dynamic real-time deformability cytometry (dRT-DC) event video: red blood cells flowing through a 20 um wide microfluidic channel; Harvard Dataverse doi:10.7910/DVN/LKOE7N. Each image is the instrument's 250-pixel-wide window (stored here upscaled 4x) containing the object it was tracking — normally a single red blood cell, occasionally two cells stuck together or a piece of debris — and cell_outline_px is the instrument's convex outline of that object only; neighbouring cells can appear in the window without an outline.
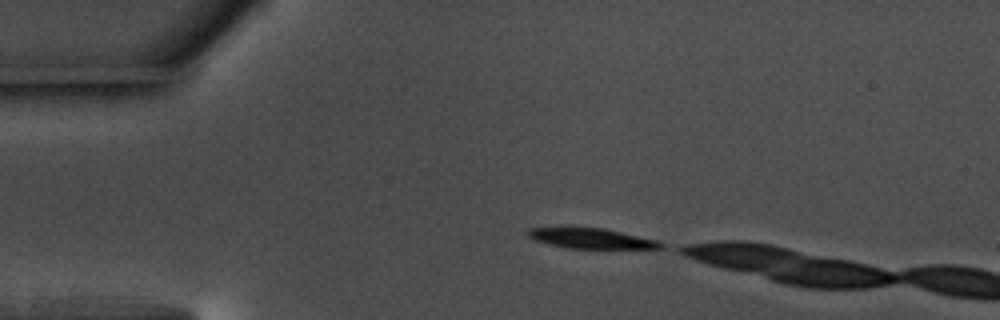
{"species": "common noctule bat (a hibernating species)", "species_latin": "Nyctalus noctula", "temperature_condition": "warm", "stored_images_in_passage": 5, "camera_frame_rate_fps": 3000, "um_per_image_px": 0.085, "animal": {"sex": "male", "body_mass_g": 17.5, "forearm_length_mm": 52.3}, "frame": {"image": 1, "passage_image": 1, "time_ms": 0.0, "image_size_px": [1000, 320], "cell_outline_px": [[664, 248], [568, 248], [532, 240], [528, 236], [528, 228], [564, 224], [604, 228], [656, 240], [664, 244]], "centroid_in_image_um": [50.1, 20.2], "position_along_channel_um": 34.9, "area_um2": 16.36}}